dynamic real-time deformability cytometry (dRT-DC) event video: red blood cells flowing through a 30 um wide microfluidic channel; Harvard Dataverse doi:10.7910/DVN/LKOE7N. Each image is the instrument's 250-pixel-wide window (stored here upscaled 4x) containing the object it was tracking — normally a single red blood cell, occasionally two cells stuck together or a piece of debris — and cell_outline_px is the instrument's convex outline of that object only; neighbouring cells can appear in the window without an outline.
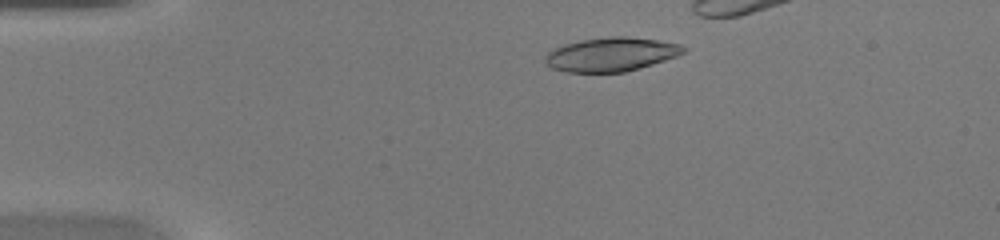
{"species": "common noctule bat (a hibernating species)", "species_latin": "Nyctalus noctula", "temperature_condition": "warm", "stored_images_in_passage": 38, "camera_frame_rate_fps": 3000, "um_per_image_px": 0.085, "animal": {"sex": "female", "body_mass_g": 20.0, "forearm_length_mm": 54.0}, "frame": {"image": 1, "passage_image": 8, "time_ms": 2.333, "image_size_px": [1000, 240], "cell_outline_px": [[688, 48], [684, 52], [676, 56], [640, 68], [624, 72], [564, 72], [552, 68], [544, 60], [544, 56], [548, 52], [564, 44], [580, 40], [608, 36], [628, 36], [660, 40], [680, 44]], "centroid_in_image_um": [51.95, 4.61], "position_along_channel_um": 33.0, "area_um2": 27.4}}
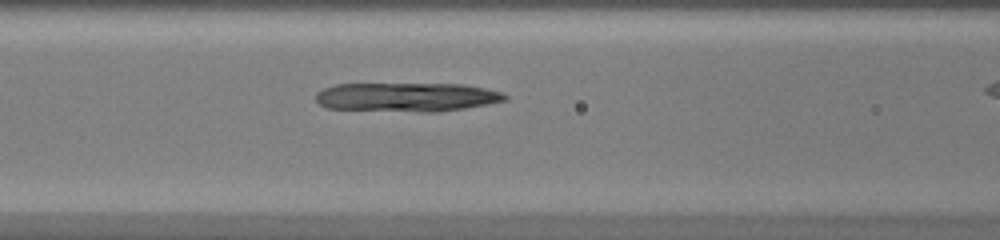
{"frame": {"image": 2, "passage_image": 19, "time_ms": 6.0, "image_size_px": [1000, 240], "cell_outline_px": [[508, 100], [488, 104], [440, 112], [416, 112], [328, 108], [320, 104], [316, 100], [316, 92], [324, 88], [336, 84], [464, 84], [484, 88], [500, 92], [508, 96]], "centroid_in_image_um": [34.59, 8.25], "position_along_channel_um": 132.0, "area_um2": 32.02}}
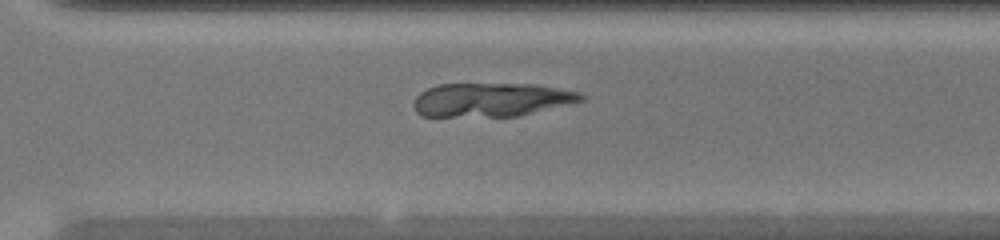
{"frame": {"image": 3, "passage_image": 33, "time_ms": 10.667, "image_size_px": [1000, 240], "cell_outline_px": [[588, 96], [584, 100], [568, 104], [516, 116], [420, 116], [416, 112], [412, 104], [416, 96], [420, 92], [436, 84], [536, 84], [580, 92]], "centroid_in_image_um": [41.75, 8.47], "position_along_channel_um": 328.9, "area_um2": 32.95}}